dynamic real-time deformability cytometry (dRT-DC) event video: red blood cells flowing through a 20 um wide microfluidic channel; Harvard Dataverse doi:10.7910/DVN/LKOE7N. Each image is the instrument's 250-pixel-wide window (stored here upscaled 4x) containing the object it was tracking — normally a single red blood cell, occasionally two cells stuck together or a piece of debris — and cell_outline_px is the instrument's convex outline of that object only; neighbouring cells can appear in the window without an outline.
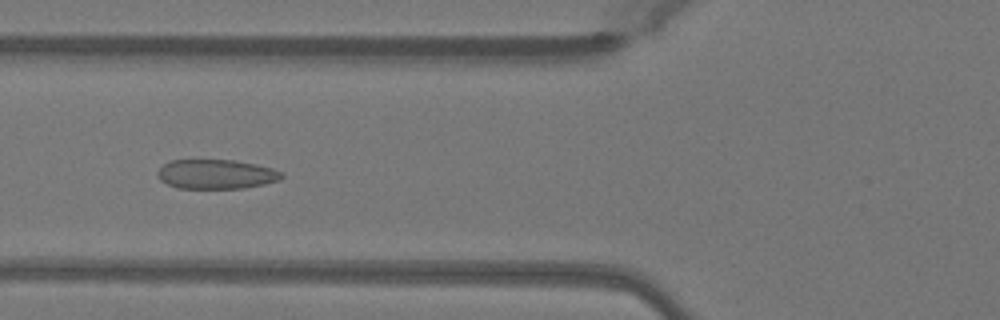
{"species": "Egyptian fruit bat (a non-hibernating species)", "species_latin": "Rousettus aegyptiacus", "temperature_condition": "warm", "stored_images_in_passage": 39, "camera_frame_rate_fps": 3000, "um_per_image_px": 0.085, "animal": {"sex": "female"}, "frame": {"image": 1, "passage_image": 11, "time_ms": 3.333, "image_size_px": [1000, 320], "cell_outline_px": [[284, 176], [280, 180], [264, 184], [244, 188], [176, 188], [160, 180], [156, 172], [164, 164], [172, 160], [232, 160], [256, 164], [272, 168], [284, 172]], "centroid_in_image_um": [18.4, 14.81], "position_along_channel_um": 107.4, "area_um2": 21.33}}
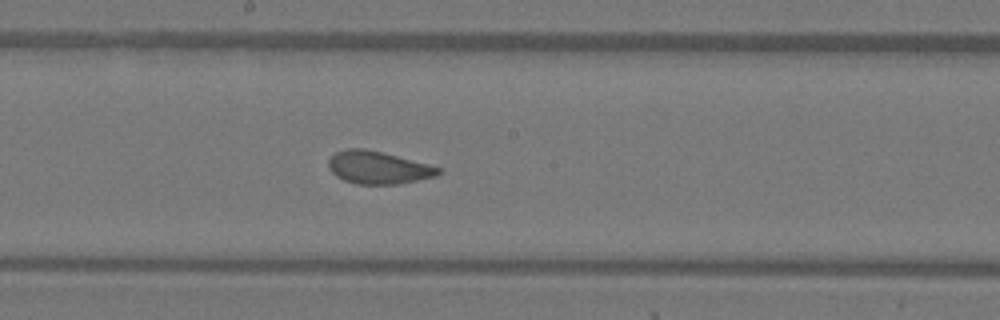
{"frame": {"image": 2, "passage_image": 19, "time_ms": 6.0, "image_size_px": [1000, 320], "cell_outline_px": [[444, 172], [436, 176], [396, 184], [356, 184], [344, 180], [336, 176], [328, 168], [328, 160], [336, 152], [344, 148], [364, 148], [428, 164], [440, 168]], "centroid_in_image_um": [32.11, 14.24], "position_along_channel_um": 216.1, "area_um2": 20.75}}
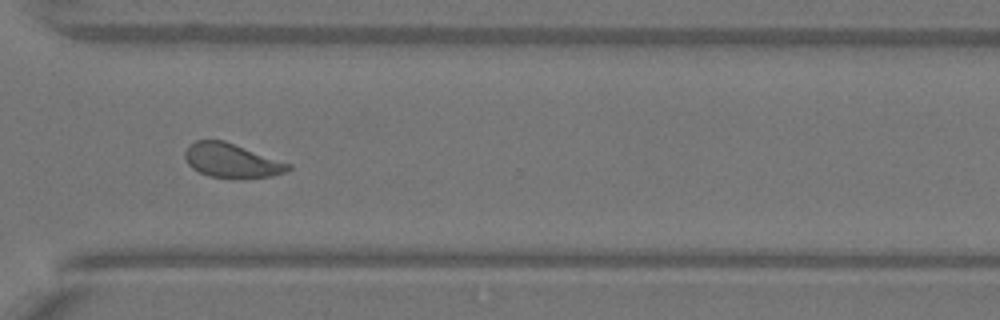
{"frame": {"image": 3, "passage_image": 29, "time_ms": 9.333, "image_size_px": [1000, 320], "cell_outline_px": [[292, 168], [284, 172], [272, 176], [240, 180], [232, 180], [208, 176], [192, 168], [188, 164], [184, 156], [184, 152], [188, 144], [196, 140], [224, 140], [292, 164]], "centroid_in_image_um": [19.69, 13.67], "position_along_channel_um": 350.9, "area_um2": 21.15}, "authors_computed_cell_mechanics": {"area_um2": 21.097, "velocity_mm_per_s": 4.0687, "shape_relaxation_time_tau1_ms": 7.5404, "shape_relaxation_time_tau2_ms": 0.8479, "deformation_change_tau1": 0.1603, "deformation_change_tau2": 0.0573}}